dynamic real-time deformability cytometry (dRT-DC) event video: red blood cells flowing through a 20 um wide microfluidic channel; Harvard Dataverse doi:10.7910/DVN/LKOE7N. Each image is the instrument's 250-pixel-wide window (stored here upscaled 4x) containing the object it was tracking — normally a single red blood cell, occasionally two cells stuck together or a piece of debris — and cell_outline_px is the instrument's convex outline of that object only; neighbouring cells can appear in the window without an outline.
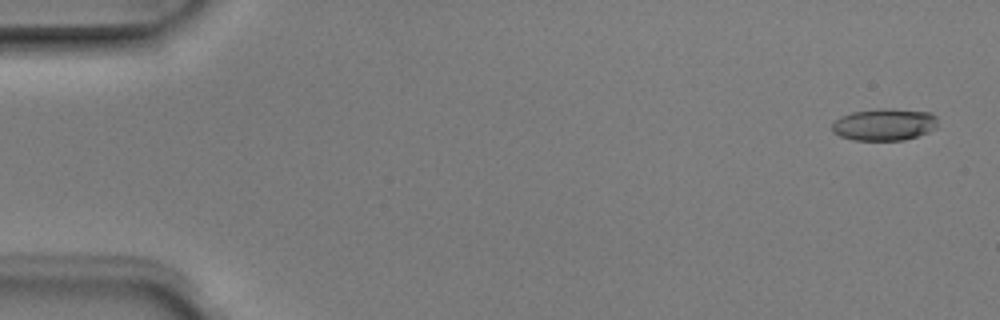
{"species": "Egyptian fruit bat (a non-hibernating species)", "species_latin": "Rousettus aegyptiacus", "temperature_condition": "room temperature", "stored_images_in_passage": 4, "camera_frame_rate_fps": 3000, "um_per_image_px": 0.085, "animal": {"sex": "male"}, "frame": {"image": 1, "passage_image": 1, "time_ms": 0.0, "image_size_px": [1000, 320], "cell_outline_px": [[936, 128], [928, 132], [904, 140], [852, 140], [840, 136], [832, 132], [832, 124], [840, 116], [852, 112], [884, 108], [892, 108], [932, 112], [936, 116]], "centroid_in_image_um": [75.16, 10.58], "position_along_channel_um": 9.8, "area_um2": 19.83}}
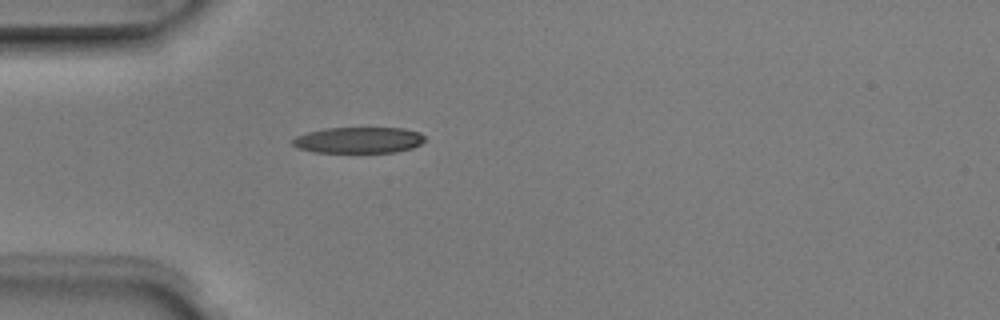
{"frame": {"image": 2, "passage_image": 4, "time_ms": 1.0, "image_size_px": [1000, 320], "cell_outline_px": [[424, 140], [420, 144], [412, 148], [396, 152], [316, 152], [300, 148], [292, 144], [292, 140], [296, 136], [308, 132], [324, 128], [404, 128], [420, 132], [424, 136]], "centroid_in_image_um": [30.51, 11.9], "position_along_channel_um": 54.5, "area_um2": 20.0}}